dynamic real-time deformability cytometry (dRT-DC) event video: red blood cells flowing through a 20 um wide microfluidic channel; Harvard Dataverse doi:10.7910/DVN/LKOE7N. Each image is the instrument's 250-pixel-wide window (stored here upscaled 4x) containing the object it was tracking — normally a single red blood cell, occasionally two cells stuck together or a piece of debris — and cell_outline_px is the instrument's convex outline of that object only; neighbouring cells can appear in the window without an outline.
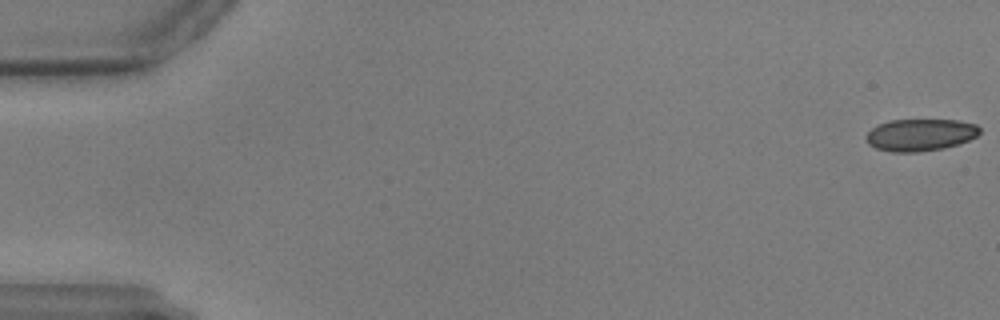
{"species": "common noctule bat (a hibernating species)", "species_latin": "Nyctalus noctula", "temperature_condition": "warm", "stored_images_in_passage": 23, "camera_frame_rate_fps": 3000, "um_per_image_px": 0.085, "animal": {"sex": "male", "body_mass_g": 17.9, "forearm_length_mm": 54.2}, "frame": {"image": 1, "passage_image": 1, "time_ms": 0.0, "image_size_px": [1000, 320], "cell_outline_px": [[980, 132], [976, 136], [968, 140], [944, 148], [920, 152], [892, 152], [876, 148], [868, 144], [864, 136], [872, 128], [888, 120], [960, 120], [976, 124], [980, 128]], "centroid_in_image_um": [78.21, 11.46], "position_along_channel_um": 6.8, "area_um2": 21.27}}
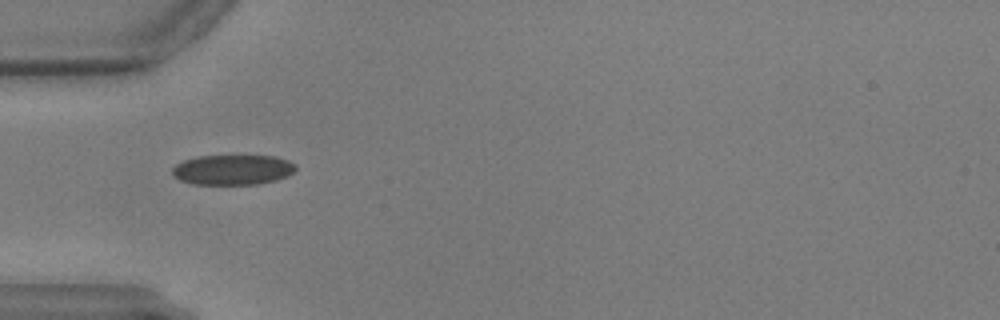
{"frame": {"image": 2, "passage_image": 19, "time_ms": 6.0, "image_size_px": [1000, 320], "cell_outline_px": [[296, 168], [288, 176], [276, 180], [260, 184], [192, 184], [180, 180], [172, 176], [172, 168], [176, 164], [184, 160], [196, 156], [276, 156], [288, 160], [296, 164]], "centroid_in_image_um": [19.77, 14.43], "position_along_channel_um": 65.2, "area_um2": 21.79}}